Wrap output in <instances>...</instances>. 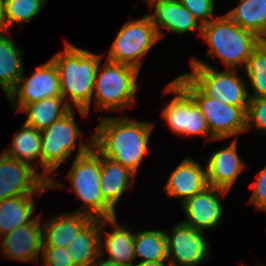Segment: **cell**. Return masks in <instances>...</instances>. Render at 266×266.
Instances as JSON below:
<instances>
[{
  "label": "cell",
  "mask_w": 266,
  "mask_h": 266,
  "mask_svg": "<svg viewBox=\"0 0 266 266\" xmlns=\"http://www.w3.org/2000/svg\"><path fill=\"white\" fill-rule=\"evenodd\" d=\"M191 73L185 75L206 95L228 105L241 107L246 113L249 107V93L236 69L218 72L208 64L193 58Z\"/></svg>",
  "instance_id": "52a82bcc"
},
{
  "label": "cell",
  "mask_w": 266,
  "mask_h": 266,
  "mask_svg": "<svg viewBox=\"0 0 266 266\" xmlns=\"http://www.w3.org/2000/svg\"><path fill=\"white\" fill-rule=\"evenodd\" d=\"M26 163L0 155V200L22 195H39L49 189V182Z\"/></svg>",
  "instance_id": "8fae6325"
},
{
  "label": "cell",
  "mask_w": 266,
  "mask_h": 266,
  "mask_svg": "<svg viewBox=\"0 0 266 266\" xmlns=\"http://www.w3.org/2000/svg\"><path fill=\"white\" fill-rule=\"evenodd\" d=\"M23 75L20 77L17 86L7 96L12 104L18 106V111L27 104L45 98L62 97L56 65L51 59L39 66L28 79Z\"/></svg>",
  "instance_id": "7c38bea8"
},
{
  "label": "cell",
  "mask_w": 266,
  "mask_h": 266,
  "mask_svg": "<svg viewBox=\"0 0 266 266\" xmlns=\"http://www.w3.org/2000/svg\"><path fill=\"white\" fill-rule=\"evenodd\" d=\"M165 91L175 95L162 111L163 118L174 133L208 135L211 140H215L196 101L176 80L171 81Z\"/></svg>",
  "instance_id": "30bf717a"
},
{
  "label": "cell",
  "mask_w": 266,
  "mask_h": 266,
  "mask_svg": "<svg viewBox=\"0 0 266 266\" xmlns=\"http://www.w3.org/2000/svg\"><path fill=\"white\" fill-rule=\"evenodd\" d=\"M92 219L91 216L72 212L53 218L42 230L43 245L68 247L78 232Z\"/></svg>",
  "instance_id": "ffe728a7"
},
{
  "label": "cell",
  "mask_w": 266,
  "mask_h": 266,
  "mask_svg": "<svg viewBox=\"0 0 266 266\" xmlns=\"http://www.w3.org/2000/svg\"><path fill=\"white\" fill-rule=\"evenodd\" d=\"M23 69L20 49L0 32V86L7 96L17 86Z\"/></svg>",
  "instance_id": "cb8c5ba5"
},
{
  "label": "cell",
  "mask_w": 266,
  "mask_h": 266,
  "mask_svg": "<svg viewBox=\"0 0 266 266\" xmlns=\"http://www.w3.org/2000/svg\"><path fill=\"white\" fill-rule=\"evenodd\" d=\"M226 15L236 25L266 40V0H240Z\"/></svg>",
  "instance_id": "d4e9b609"
},
{
  "label": "cell",
  "mask_w": 266,
  "mask_h": 266,
  "mask_svg": "<svg viewBox=\"0 0 266 266\" xmlns=\"http://www.w3.org/2000/svg\"><path fill=\"white\" fill-rule=\"evenodd\" d=\"M147 1L150 3V6H153L154 8V14L149 17L151 18L152 24L156 28L160 39L163 37L160 27H165L169 31L178 34L197 29H199V32L201 33L203 26L178 0Z\"/></svg>",
  "instance_id": "2e32d148"
},
{
  "label": "cell",
  "mask_w": 266,
  "mask_h": 266,
  "mask_svg": "<svg viewBox=\"0 0 266 266\" xmlns=\"http://www.w3.org/2000/svg\"><path fill=\"white\" fill-rule=\"evenodd\" d=\"M65 43V50L51 58L58 72L62 97L65 99L70 94L81 115L87 116L102 56Z\"/></svg>",
  "instance_id": "7a4b0ae2"
},
{
  "label": "cell",
  "mask_w": 266,
  "mask_h": 266,
  "mask_svg": "<svg viewBox=\"0 0 266 266\" xmlns=\"http://www.w3.org/2000/svg\"><path fill=\"white\" fill-rule=\"evenodd\" d=\"M227 192L209 186L204 191L187 198L182 202L187 219L182 222L200 231L214 229L222 221L223 215L218 195H226Z\"/></svg>",
  "instance_id": "5bb4252c"
},
{
  "label": "cell",
  "mask_w": 266,
  "mask_h": 266,
  "mask_svg": "<svg viewBox=\"0 0 266 266\" xmlns=\"http://www.w3.org/2000/svg\"><path fill=\"white\" fill-rule=\"evenodd\" d=\"M67 177L76 196L84 202V206L75 212L99 219L116 217L115 210L105 201L101 192V157L93 147V137L89 146L80 142L77 156Z\"/></svg>",
  "instance_id": "3957f363"
},
{
  "label": "cell",
  "mask_w": 266,
  "mask_h": 266,
  "mask_svg": "<svg viewBox=\"0 0 266 266\" xmlns=\"http://www.w3.org/2000/svg\"><path fill=\"white\" fill-rule=\"evenodd\" d=\"M200 35L210 45L208 57L217 55L227 69H235L238 63L246 67L252 50L261 41L254 33L236 25L226 14L203 25Z\"/></svg>",
  "instance_id": "277c9868"
},
{
  "label": "cell",
  "mask_w": 266,
  "mask_h": 266,
  "mask_svg": "<svg viewBox=\"0 0 266 266\" xmlns=\"http://www.w3.org/2000/svg\"><path fill=\"white\" fill-rule=\"evenodd\" d=\"M207 187L206 169L191 158H185L172 172L164 189L168 196L181 197L184 202Z\"/></svg>",
  "instance_id": "ac0fdd59"
},
{
  "label": "cell",
  "mask_w": 266,
  "mask_h": 266,
  "mask_svg": "<svg viewBox=\"0 0 266 266\" xmlns=\"http://www.w3.org/2000/svg\"><path fill=\"white\" fill-rule=\"evenodd\" d=\"M245 69L255 91L249 98L266 97V40L252 50Z\"/></svg>",
  "instance_id": "f546056e"
},
{
  "label": "cell",
  "mask_w": 266,
  "mask_h": 266,
  "mask_svg": "<svg viewBox=\"0 0 266 266\" xmlns=\"http://www.w3.org/2000/svg\"><path fill=\"white\" fill-rule=\"evenodd\" d=\"M100 258H103L101 254L89 266H119L113 261H110L108 259L104 261V260H100Z\"/></svg>",
  "instance_id": "e575fe53"
},
{
  "label": "cell",
  "mask_w": 266,
  "mask_h": 266,
  "mask_svg": "<svg viewBox=\"0 0 266 266\" xmlns=\"http://www.w3.org/2000/svg\"><path fill=\"white\" fill-rule=\"evenodd\" d=\"M165 262L166 261H155V262L141 261L136 265L133 264V266H166ZM169 266H171V265H169Z\"/></svg>",
  "instance_id": "d590c367"
},
{
  "label": "cell",
  "mask_w": 266,
  "mask_h": 266,
  "mask_svg": "<svg viewBox=\"0 0 266 266\" xmlns=\"http://www.w3.org/2000/svg\"><path fill=\"white\" fill-rule=\"evenodd\" d=\"M39 217L37 216L31 222L2 235L4 239L1 249L4 256L11 260L38 261L43 245Z\"/></svg>",
  "instance_id": "9a60e30c"
},
{
  "label": "cell",
  "mask_w": 266,
  "mask_h": 266,
  "mask_svg": "<svg viewBox=\"0 0 266 266\" xmlns=\"http://www.w3.org/2000/svg\"><path fill=\"white\" fill-rule=\"evenodd\" d=\"M2 6H3V0H0V31H3V22H2L3 9H2Z\"/></svg>",
  "instance_id": "8d00e7d4"
},
{
  "label": "cell",
  "mask_w": 266,
  "mask_h": 266,
  "mask_svg": "<svg viewBox=\"0 0 266 266\" xmlns=\"http://www.w3.org/2000/svg\"><path fill=\"white\" fill-rule=\"evenodd\" d=\"M101 219L92 218L67 249L74 266H89L100 255Z\"/></svg>",
  "instance_id": "7402d4cb"
},
{
  "label": "cell",
  "mask_w": 266,
  "mask_h": 266,
  "mask_svg": "<svg viewBox=\"0 0 266 266\" xmlns=\"http://www.w3.org/2000/svg\"><path fill=\"white\" fill-rule=\"evenodd\" d=\"M246 118L247 130L253 125L266 133V97L250 99Z\"/></svg>",
  "instance_id": "4dcf8cb0"
},
{
  "label": "cell",
  "mask_w": 266,
  "mask_h": 266,
  "mask_svg": "<svg viewBox=\"0 0 266 266\" xmlns=\"http://www.w3.org/2000/svg\"><path fill=\"white\" fill-rule=\"evenodd\" d=\"M250 202L253 203L258 210L266 211V167L259 173Z\"/></svg>",
  "instance_id": "836d02e7"
},
{
  "label": "cell",
  "mask_w": 266,
  "mask_h": 266,
  "mask_svg": "<svg viewBox=\"0 0 266 266\" xmlns=\"http://www.w3.org/2000/svg\"><path fill=\"white\" fill-rule=\"evenodd\" d=\"M80 133L72 109L41 130V165L44 168L42 176L49 182V188L59 187L61 184L45 175L55 171L70 156Z\"/></svg>",
  "instance_id": "9c48e42d"
},
{
  "label": "cell",
  "mask_w": 266,
  "mask_h": 266,
  "mask_svg": "<svg viewBox=\"0 0 266 266\" xmlns=\"http://www.w3.org/2000/svg\"><path fill=\"white\" fill-rule=\"evenodd\" d=\"M34 208L32 195L0 200V236L31 222Z\"/></svg>",
  "instance_id": "484cf974"
},
{
  "label": "cell",
  "mask_w": 266,
  "mask_h": 266,
  "mask_svg": "<svg viewBox=\"0 0 266 266\" xmlns=\"http://www.w3.org/2000/svg\"><path fill=\"white\" fill-rule=\"evenodd\" d=\"M63 100V97H49L23 106L20 111L27 114V120L24 124L40 131L49 127L72 109L69 100L67 99L62 103Z\"/></svg>",
  "instance_id": "603a6c76"
},
{
  "label": "cell",
  "mask_w": 266,
  "mask_h": 266,
  "mask_svg": "<svg viewBox=\"0 0 266 266\" xmlns=\"http://www.w3.org/2000/svg\"><path fill=\"white\" fill-rule=\"evenodd\" d=\"M203 235V231L183 222L177 224L171 234L166 232L170 265L197 266L205 261L209 254V244Z\"/></svg>",
  "instance_id": "4fadbf2b"
},
{
  "label": "cell",
  "mask_w": 266,
  "mask_h": 266,
  "mask_svg": "<svg viewBox=\"0 0 266 266\" xmlns=\"http://www.w3.org/2000/svg\"><path fill=\"white\" fill-rule=\"evenodd\" d=\"M43 266H74L66 247L42 246Z\"/></svg>",
  "instance_id": "d6a6232c"
},
{
  "label": "cell",
  "mask_w": 266,
  "mask_h": 266,
  "mask_svg": "<svg viewBox=\"0 0 266 266\" xmlns=\"http://www.w3.org/2000/svg\"><path fill=\"white\" fill-rule=\"evenodd\" d=\"M107 222L114 226V230L107 235L104 242V248L102 247L103 241V229ZM116 217L101 219V232H100V254L104 256V249L109 254L108 260L115 262L119 266H133V260L135 259L134 253V236L131 231L126 227L119 226Z\"/></svg>",
  "instance_id": "d6986e66"
},
{
  "label": "cell",
  "mask_w": 266,
  "mask_h": 266,
  "mask_svg": "<svg viewBox=\"0 0 266 266\" xmlns=\"http://www.w3.org/2000/svg\"><path fill=\"white\" fill-rule=\"evenodd\" d=\"M3 152L22 163L30 164L39 157L41 162V131L26 124L15 133L11 147Z\"/></svg>",
  "instance_id": "4316f807"
},
{
  "label": "cell",
  "mask_w": 266,
  "mask_h": 266,
  "mask_svg": "<svg viewBox=\"0 0 266 266\" xmlns=\"http://www.w3.org/2000/svg\"><path fill=\"white\" fill-rule=\"evenodd\" d=\"M187 8L201 25L208 24L214 13V0H178Z\"/></svg>",
  "instance_id": "1f68e13d"
},
{
  "label": "cell",
  "mask_w": 266,
  "mask_h": 266,
  "mask_svg": "<svg viewBox=\"0 0 266 266\" xmlns=\"http://www.w3.org/2000/svg\"><path fill=\"white\" fill-rule=\"evenodd\" d=\"M99 67L94 83L95 106L101 110H124L133 104L139 70L109 60H106L103 71L99 72Z\"/></svg>",
  "instance_id": "5b68a950"
},
{
  "label": "cell",
  "mask_w": 266,
  "mask_h": 266,
  "mask_svg": "<svg viewBox=\"0 0 266 266\" xmlns=\"http://www.w3.org/2000/svg\"><path fill=\"white\" fill-rule=\"evenodd\" d=\"M160 39L148 15L128 21L119 30L107 60L127 64L139 70L142 57Z\"/></svg>",
  "instance_id": "ba28073f"
},
{
  "label": "cell",
  "mask_w": 266,
  "mask_h": 266,
  "mask_svg": "<svg viewBox=\"0 0 266 266\" xmlns=\"http://www.w3.org/2000/svg\"><path fill=\"white\" fill-rule=\"evenodd\" d=\"M175 80L194 98L215 140L247 130L246 112L241 107L228 105L214 97L206 96L185 74Z\"/></svg>",
  "instance_id": "8992f818"
},
{
  "label": "cell",
  "mask_w": 266,
  "mask_h": 266,
  "mask_svg": "<svg viewBox=\"0 0 266 266\" xmlns=\"http://www.w3.org/2000/svg\"><path fill=\"white\" fill-rule=\"evenodd\" d=\"M134 253L143 257L146 262L167 261L168 246L166 232L148 230L137 232L134 236Z\"/></svg>",
  "instance_id": "83f0119b"
},
{
  "label": "cell",
  "mask_w": 266,
  "mask_h": 266,
  "mask_svg": "<svg viewBox=\"0 0 266 266\" xmlns=\"http://www.w3.org/2000/svg\"><path fill=\"white\" fill-rule=\"evenodd\" d=\"M154 125L127 117H103L93 137V147L104 157L135 174L147 151Z\"/></svg>",
  "instance_id": "6da1fadb"
},
{
  "label": "cell",
  "mask_w": 266,
  "mask_h": 266,
  "mask_svg": "<svg viewBox=\"0 0 266 266\" xmlns=\"http://www.w3.org/2000/svg\"><path fill=\"white\" fill-rule=\"evenodd\" d=\"M244 168L237 153V141L214 152L207 160L206 173L208 185L229 191Z\"/></svg>",
  "instance_id": "e0dca14e"
},
{
  "label": "cell",
  "mask_w": 266,
  "mask_h": 266,
  "mask_svg": "<svg viewBox=\"0 0 266 266\" xmlns=\"http://www.w3.org/2000/svg\"><path fill=\"white\" fill-rule=\"evenodd\" d=\"M46 0H3V31L9 32V25L26 23L36 17Z\"/></svg>",
  "instance_id": "f1b7e54d"
},
{
  "label": "cell",
  "mask_w": 266,
  "mask_h": 266,
  "mask_svg": "<svg viewBox=\"0 0 266 266\" xmlns=\"http://www.w3.org/2000/svg\"><path fill=\"white\" fill-rule=\"evenodd\" d=\"M101 156L100 188L105 201L115 209L123 191L133 182L135 173L109 158Z\"/></svg>",
  "instance_id": "44dd1931"
}]
</instances>
